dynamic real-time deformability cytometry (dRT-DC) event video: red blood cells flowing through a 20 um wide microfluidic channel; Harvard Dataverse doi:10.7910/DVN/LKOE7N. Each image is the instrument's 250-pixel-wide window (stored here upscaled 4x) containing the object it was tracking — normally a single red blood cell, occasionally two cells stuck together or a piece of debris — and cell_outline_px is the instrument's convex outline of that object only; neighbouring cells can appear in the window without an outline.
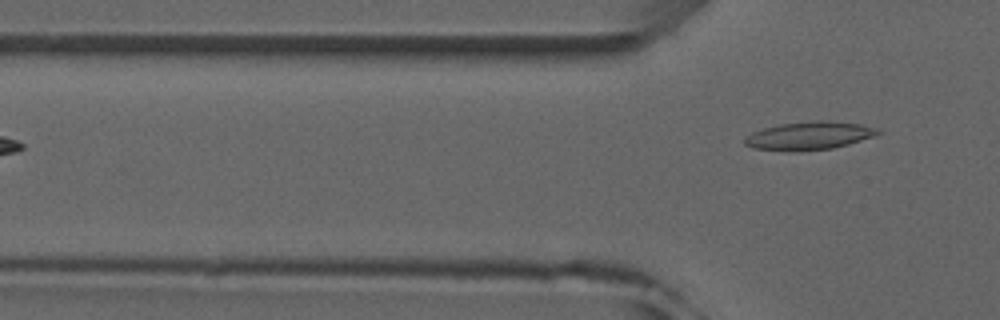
{"species": "common noctule bat (a hibernating species)", "species_latin": "Nyctalus noctula", "temperature_condition": "room temperature", "stored_images_in_passage": 5, "camera_frame_rate_fps": 3000, "um_per_image_px": 0.085, "animal": {"sex": "male", "forearm_length_mm": 52.5}, "frame": {"image": 1, "passage_image": 5, "time_ms": 4.667, "image_size_px": [1000, 320], "cell_outline_px": [[880, 132], [872, 136], [848, 144], [832, 148], [752, 148], [744, 144], [744, 140], [752, 132], [764, 128], [780, 124], [812, 120], [828, 120], [860, 124], [880, 128]], "centroid_in_image_um": [68.84, 11.47], "position_along_channel_um": 57.0, "area_um2": 20.69}}